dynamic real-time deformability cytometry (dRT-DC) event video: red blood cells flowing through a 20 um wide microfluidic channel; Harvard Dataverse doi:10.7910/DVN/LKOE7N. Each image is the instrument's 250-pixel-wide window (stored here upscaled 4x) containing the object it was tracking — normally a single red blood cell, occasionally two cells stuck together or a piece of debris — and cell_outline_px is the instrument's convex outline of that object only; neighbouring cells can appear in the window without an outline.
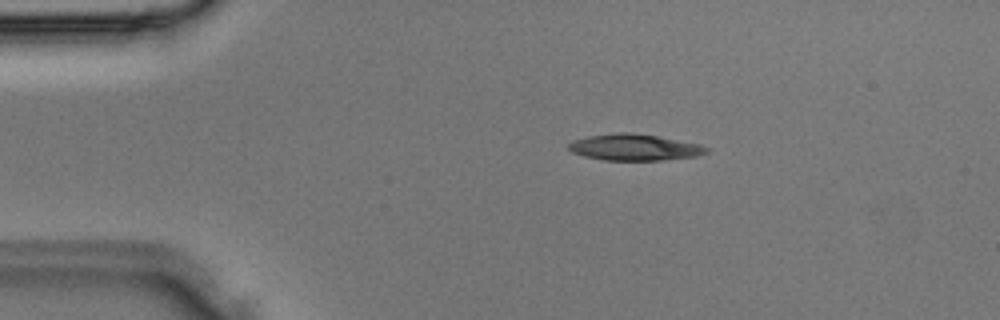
{"species": "Egyptian fruit bat (a non-hibernating species)", "species_latin": "Rousettus aegyptiacus", "temperature_condition": "room temperature", "stored_images_in_passage": 2, "camera_frame_rate_fps": 3000, "um_per_image_px": 0.085, "animal": {"sex": "male"}, "frame": {"image": 1, "passage_image": 1, "time_ms": 0.0, "image_size_px": [1000, 320], "cell_outline_px": [[708, 152], [696, 156], [664, 160], [604, 160], [584, 156], [572, 152], [568, 148], [568, 144], [572, 140], [588, 136], [620, 132], [632, 132], [660, 136], [700, 144], [708, 148]], "centroid_in_image_um": [53.93, 12.51], "position_along_channel_um": 31.1, "area_um2": 21.27}}